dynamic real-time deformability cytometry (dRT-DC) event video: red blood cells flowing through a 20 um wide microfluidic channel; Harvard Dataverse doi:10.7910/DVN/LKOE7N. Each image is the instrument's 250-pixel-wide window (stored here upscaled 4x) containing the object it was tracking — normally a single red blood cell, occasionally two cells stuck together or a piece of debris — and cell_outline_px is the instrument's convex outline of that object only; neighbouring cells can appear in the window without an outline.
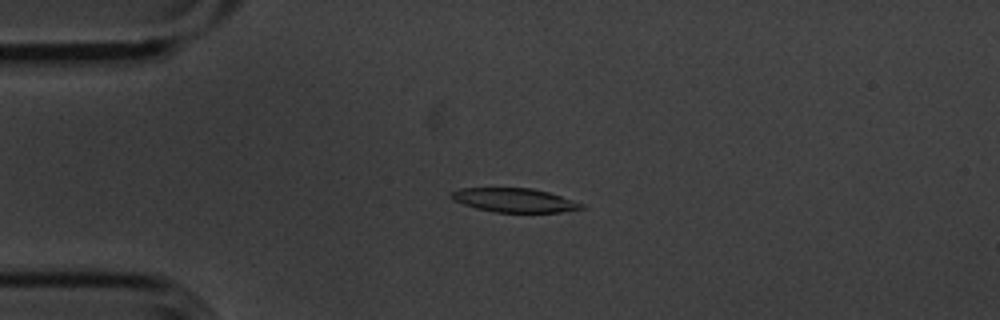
{"species": "common noctule bat (a hibernating species)", "species_latin": "Nyctalus noctula", "temperature_condition": "cold", "stored_images_in_passage": 54, "camera_frame_rate_fps": 3000, "um_per_image_px": 0.085, "animal": {"sex": "male", "body_mass_g": 20.1, "forearm_length_mm": 53.5}, "frame": {"image": 1, "passage_image": 12, "time_ms": 3.667, "image_size_px": [1000, 320], "cell_outline_px": [[588, 208], [560, 212], [496, 212], [476, 208], [452, 200], [452, 192], [460, 188], [532, 188], [548, 192], [584, 204]], "centroid_in_image_um": [43.76, 17.02], "position_along_channel_um": 41.2, "area_um2": 18.03}}
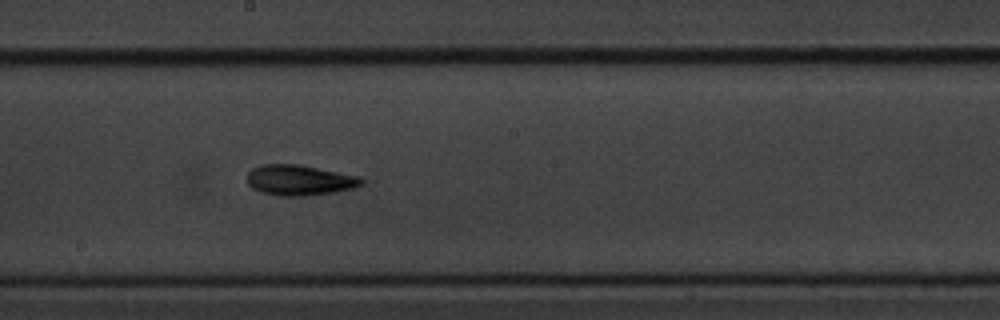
{"frame": {"image": 2, "passage_image": 29, "time_ms": 9.333, "image_size_px": [1000, 320], "cell_outline_px": [[364, 184], [352, 188], [332, 192], [304, 196], [280, 196], [260, 192], [252, 188], [248, 184], [248, 172], [252, 168], [260, 164], [300, 164], [360, 176], [364, 180]], "centroid_in_image_um": [25.45, 15.3], "position_along_channel_um": 222.7, "area_um2": 20.46}}
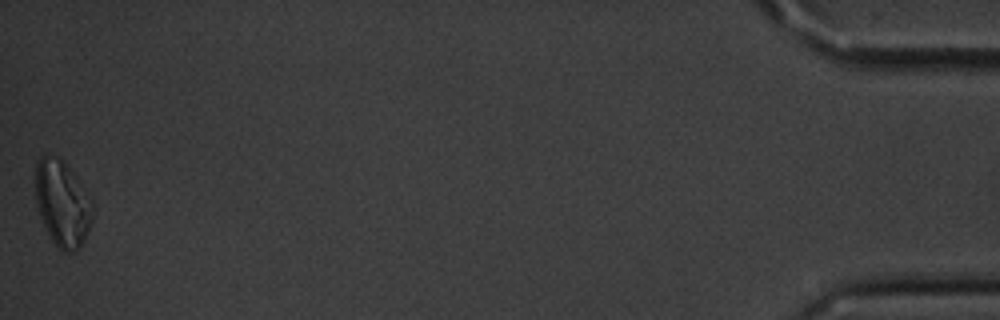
{"frame": {"image": 3, "passage_image": 54, "time_ms": 17.667, "image_size_px": [1000, 320], "cell_outline_px": [[92, 216], [84, 240], [80, 248], [76, 252], [64, 252], [56, 248], [48, 236], [40, 216], [36, 204], [36, 160], [44, 152], [48, 152], [64, 160], [76, 176], [92, 200]], "centroid_in_image_um": [5.27, 17.27], "position_along_channel_um": 429.9, "area_um2": 29.13}, "authors_computed_cell_mechanics": {"area_um2": 18.9006, "velocity_mm_per_s": 3.6122, "shape_relaxation_time_tau1_ms": 2.9426, "shape_relaxation_time_tau2_ms": null, "deformation_change_tau1": 0.1375, "deformation_change_tau2": null}}